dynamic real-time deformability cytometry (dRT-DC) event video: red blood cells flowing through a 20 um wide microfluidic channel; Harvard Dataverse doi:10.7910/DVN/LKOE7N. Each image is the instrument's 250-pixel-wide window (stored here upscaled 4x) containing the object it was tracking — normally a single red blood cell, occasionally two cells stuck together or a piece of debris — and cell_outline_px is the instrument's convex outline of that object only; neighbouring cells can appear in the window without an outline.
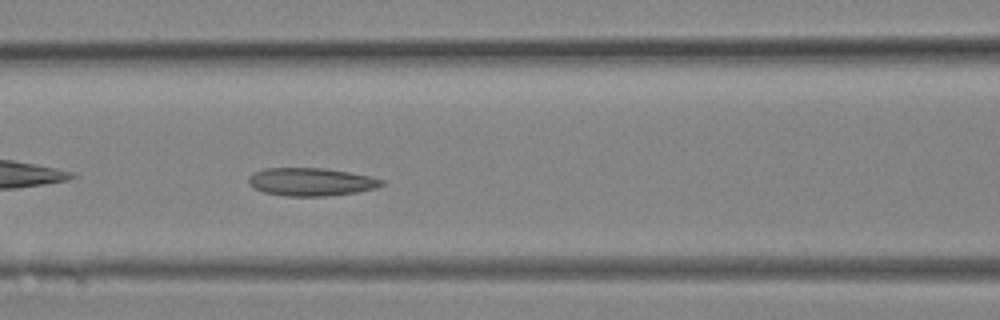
{"species": "Egyptian fruit bat (a non-hibernating species)", "species_latin": "Rousettus aegyptiacus", "temperature_condition": "room temperature", "stored_images_in_passage": 12, "camera_frame_rate_fps": 3000, "um_per_image_px": 0.085, "animal": {"sex": "female"}, "frame": {"image": 1, "passage_image": 12, "time_ms": 3.667, "image_size_px": [1000, 320], "cell_outline_px": [[384, 184], [376, 188], [356, 192], [328, 196], [284, 196], [264, 192], [248, 184], [248, 176], [252, 172], [264, 168], [324, 168], [348, 172], [368, 176], [384, 180]], "centroid_in_image_um": [26.4, 15.45], "position_along_channel_um": 140.2, "area_um2": 21.73}}